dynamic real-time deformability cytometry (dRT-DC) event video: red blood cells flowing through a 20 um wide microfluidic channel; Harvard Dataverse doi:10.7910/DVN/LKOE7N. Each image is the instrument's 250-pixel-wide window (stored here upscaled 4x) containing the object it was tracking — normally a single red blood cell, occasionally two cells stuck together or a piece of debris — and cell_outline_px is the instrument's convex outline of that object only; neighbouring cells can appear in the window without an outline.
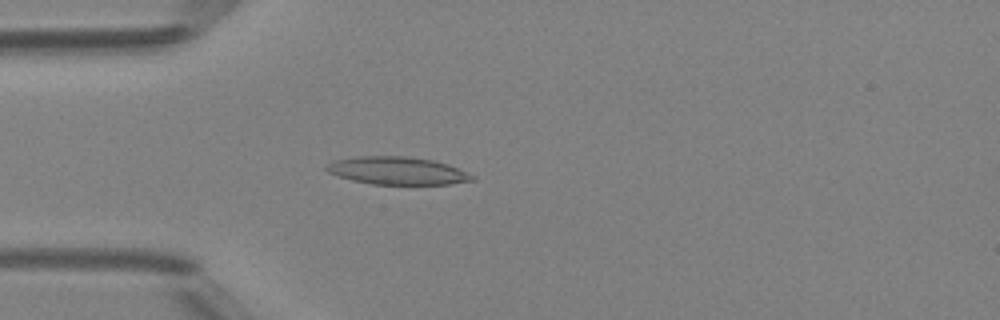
{"species": "Egyptian fruit bat (a non-hibernating species)", "species_latin": "Rousettus aegyptiacus", "temperature_condition": "room temperature", "stored_images_in_passage": 40, "camera_frame_rate_fps": 3000, "um_per_image_px": 0.085, "animal": {"sex": "female"}, "frame": {"image": 1, "passage_image": 5, "time_ms": 1.333, "image_size_px": [1000, 320], "cell_outline_px": [[476, 180], [448, 184], [372, 184], [352, 180], [328, 172], [324, 168], [328, 164], [336, 160], [360, 156], [408, 156], [432, 160], [448, 164], [476, 176]], "centroid_in_image_um": [33.81, 14.51], "position_along_channel_um": 51.2, "area_um2": 23.41}}
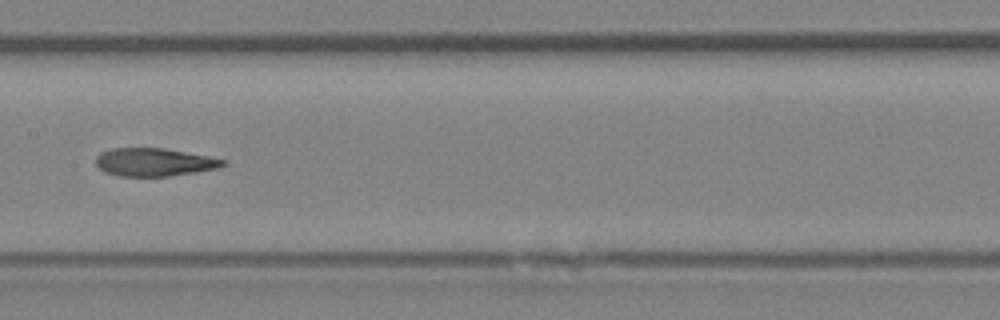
{"frame": {"image": 2, "passage_image": 16, "time_ms": 5.0, "image_size_px": [1000, 320], "cell_outline_px": [[228, 164], [216, 168], [168, 176], [120, 176], [104, 172], [96, 164], [96, 156], [100, 152], [108, 148], [164, 148], [208, 156], [228, 160]], "centroid_in_image_um": [13.08, 13.77], "position_along_channel_um": 194.3, "area_um2": 20.75}}
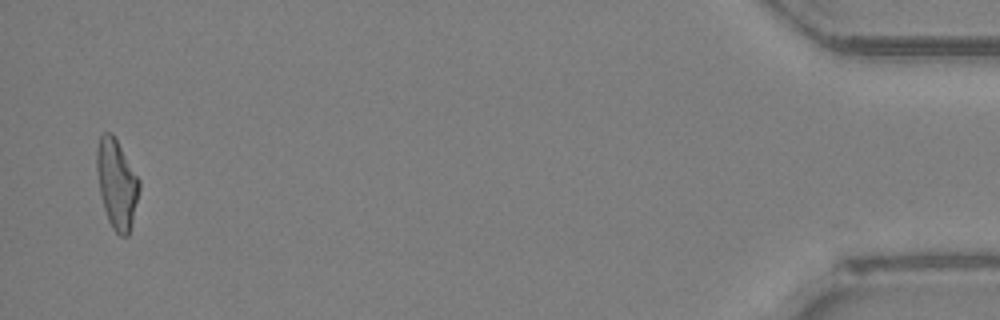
{"frame": {"image": 3, "passage_image": 39, "time_ms": 12.667, "image_size_px": [1000, 320], "cell_outline_px": [[140, 188], [128, 236], [120, 236], [112, 228], [108, 220], [104, 208], [100, 192], [96, 168], [96, 148], [100, 136], [104, 132], [112, 132], [140, 180]], "centroid_in_image_um": [9.91, 15.6], "position_along_channel_um": 425.3, "area_um2": 21.91}, "authors_computed_cell_mechanics": {"area_um2": 21.5305, "velocity_mm_per_s": 4.1816, "shape_relaxation_time_tau1_ms": null, "shape_relaxation_time_tau2_ms": 2.1991, "deformation_change_tau1": null, "deformation_change_tau2": 0.1196}}